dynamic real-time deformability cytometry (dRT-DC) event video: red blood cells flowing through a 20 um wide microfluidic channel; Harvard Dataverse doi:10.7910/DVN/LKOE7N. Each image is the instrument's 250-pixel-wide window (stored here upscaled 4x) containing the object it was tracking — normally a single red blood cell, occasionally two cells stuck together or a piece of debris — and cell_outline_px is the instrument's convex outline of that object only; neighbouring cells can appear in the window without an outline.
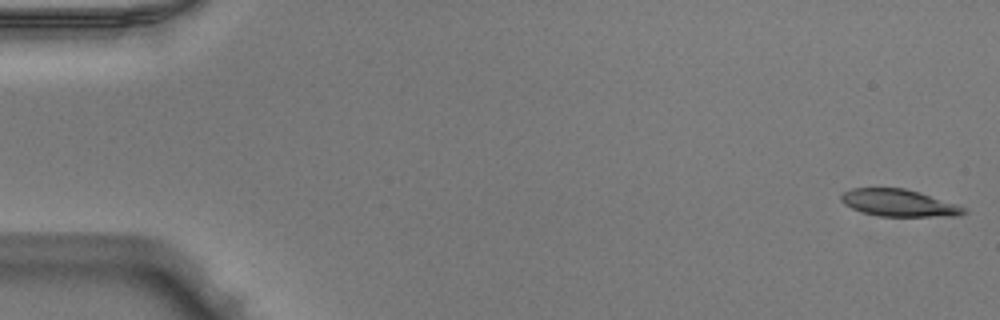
{"species": "Egyptian fruit bat (a non-hibernating species)", "species_latin": "Rousettus aegyptiacus", "temperature_condition": "warm", "stored_images_in_passage": 50, "camera_frame_rate_fps": 3000, "um_per_image_px": 0.085, "animal": {"sex": "male"}, "frame": {"image": 1, "passage_image": 1, "time_ms": 0.0, "image_size_px": [1000, 320], "cell_outline_px": [[968, 212], [960, 216], [880, 216], [864, 212], [852, 208], [844, 204], [840, 200], [840, 196], [844, 192], [852, 188], [904, 188], [920, 192], [968, 208]], "centroid_in_image_um": [76.44, 17.25], "position_along_channel_um": 8.6, "area_um2": 19.36}}
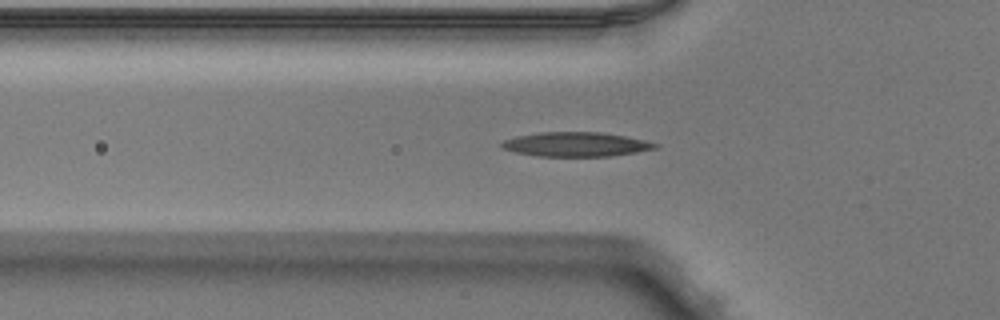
{"frame": {"image": 2, "passage_image": 17, "time_ms": 5.333, "image_size_px": [1000, 320], "cell_outline_px": [[660, 144], [656, 148], [636, 152], [612, 156], [536, 156], [516, 152], [500, 148], [500, 144], [504, 140], [516, 136], [540, 132], [600, 132], [624, 136], [644, 140]], "centroid_in_image_um": [48.93, 12.27], "position_along_channel_um": 76.9, "area_um2": 21.73}}
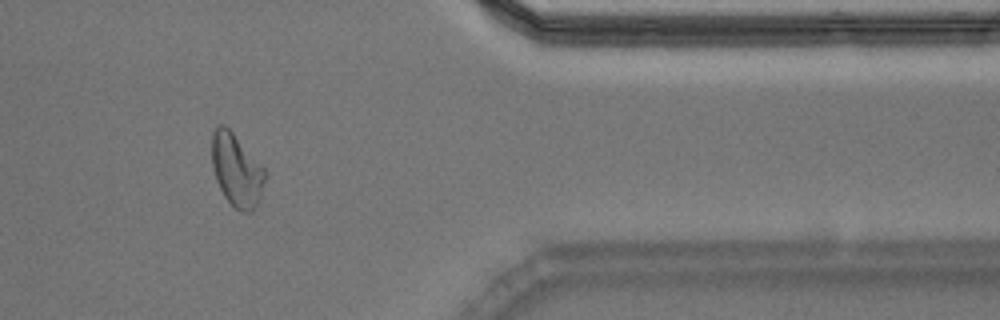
{"frame": {"image": 3, "passage_image": 42, "time_ms": 13.667, "image_size_px": [1000, 320], "cell_outline_px": [[264, 180], [260, 200], [252, 212], [244, 212], [236, 208], [224, 196], [216, 180], [212, 168], [212, 132], [220, 124], [224, 124], [232, 132], [264, 168]], "centroid_in_image_um": [20.09, 14.47], "position_along_channel_um": 391.3, "area_um2": 22.14}, "authors_computed_cell_mechanics": {"area_um2": 20.6057, "velocity_mm_per_s": 4.0099, "shape_relaxation_time_tau1_ms": null, "shape_relaxation_time_tau2_ms": 5.4134, "deformation_change_tau1": null, "deformation_change_tau2": 0.1474}}